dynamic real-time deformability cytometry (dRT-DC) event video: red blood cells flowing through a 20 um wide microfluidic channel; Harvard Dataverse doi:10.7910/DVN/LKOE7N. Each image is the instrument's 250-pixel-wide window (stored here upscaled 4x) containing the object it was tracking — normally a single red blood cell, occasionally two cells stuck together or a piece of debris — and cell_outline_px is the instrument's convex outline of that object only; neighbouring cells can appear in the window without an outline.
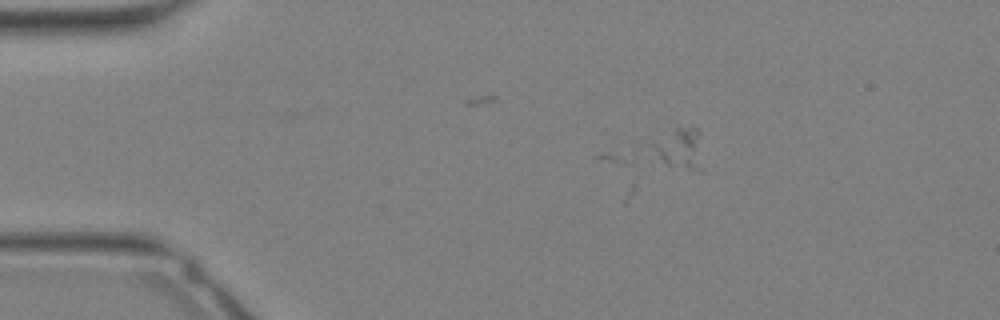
{"species": "Egyptian fruit bat (a non-hibernating species)", "species_latin": "Rousettus aegyptiacus", "temperature_condition": "warm", "stored_images_in_passage": 30, "camera_frame_rate_fps": 3000, "um_per_image_px": 0.085, "animal": {"sex": "female"}, "frame": {"image": 1, "passage_image": 1, "time_ms": 0.0, "image_size_px": [1000, 320], "cell_outline_px": [[704, 172], [700, 172], [668, 164], [648, 144], [676, 124], [692, 124], [696, 128]], "centroid_in_image_um": [57.79, 12.52], "position_along_channel_um": 27.2, "area_um2": 12.31}}
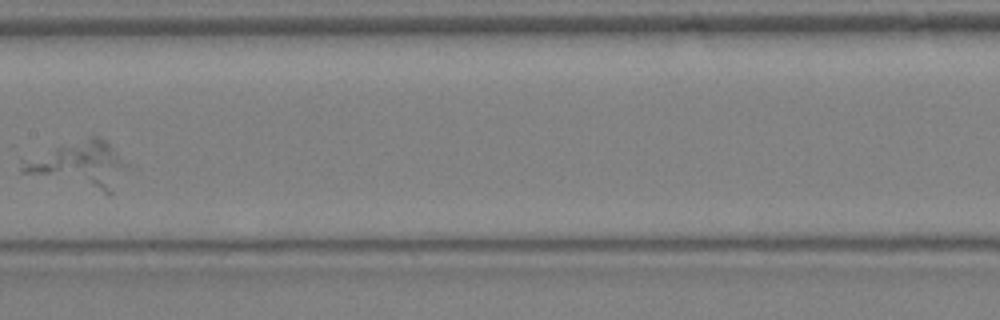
{"frame": {"image": 2, "passage_image": 12, "time_ms": 3.667, "image_size_px": [1000, 320], "cell_outline_px": [[124, 164], [112, 192], [104, 192], [20, 172], [20, 160], [88, 136], [96, 136], [104, 140], [112, 148]], "centroid_in_image_um": [6.63, 13.97], "position_along_channel_um": 200.8, "area_um2": 26.59}}
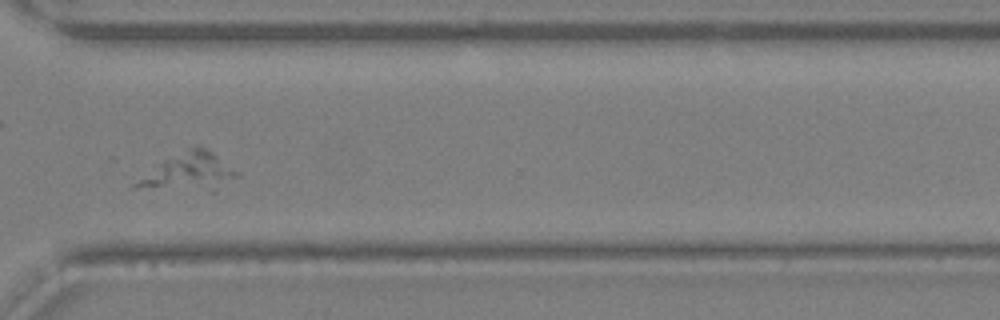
{"frame": {"image": 3, "passage_image": 20, "time_ms": 6.333, "image_size_px": [1000, 320], "cell_outline_px": [[240, 176], [136, 188], [132, 188], [132, 184], [164, 160], [196, 144], [200, 144], [212, 152], [240, 172]], "centroid_in_image_um": [15.96, 14.34], "position_along_channel_um": 354.6, "area_um2": 17.51}}